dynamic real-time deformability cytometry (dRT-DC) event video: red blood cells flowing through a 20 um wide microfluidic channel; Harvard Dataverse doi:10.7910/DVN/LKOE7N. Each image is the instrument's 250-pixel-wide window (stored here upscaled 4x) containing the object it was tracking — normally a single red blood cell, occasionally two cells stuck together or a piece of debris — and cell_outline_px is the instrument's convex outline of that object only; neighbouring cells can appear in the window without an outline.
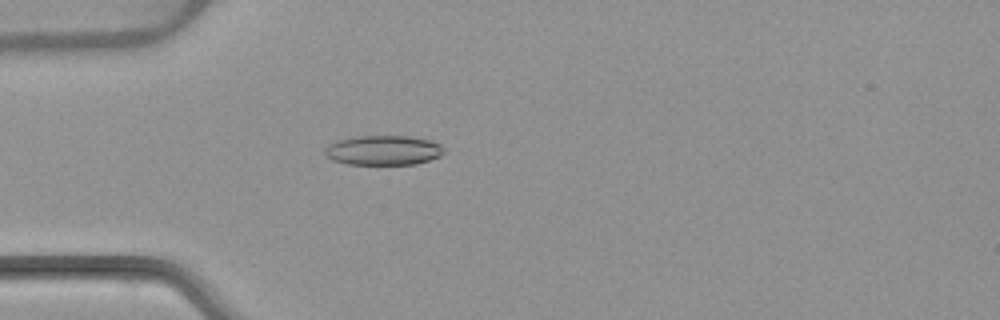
{"species": "common noctule bat (a hibernating species)", "species_latin": "Nyctalus noctula", "temperature_condition": "warm", "stored_images_in_passage": 4, "camera_frame_rate_fps": 3000, "um_per_image_px": 0.085, "animal": {"sex": "female", "body_mass_g": 22.7, "forearm_length_mm": 54.2}, "frame": {"image": 1, "passage_image": 4, "time_ms": 3.667, "image_size_px": [1000, 320], "cell_outline_px": [[444, 152], [440, 156], [416, 164], [348, 164], [332, 160], [324, 156], [324, 148], [328, 144], [336, 140], [360, 136], [408, 136], [432, 140], [440, 144], [444, 148]], "centroid_in_image_um": [32.56, 12.77], "position_along_channel_um": 52.4, "area_um2": 20.75}}